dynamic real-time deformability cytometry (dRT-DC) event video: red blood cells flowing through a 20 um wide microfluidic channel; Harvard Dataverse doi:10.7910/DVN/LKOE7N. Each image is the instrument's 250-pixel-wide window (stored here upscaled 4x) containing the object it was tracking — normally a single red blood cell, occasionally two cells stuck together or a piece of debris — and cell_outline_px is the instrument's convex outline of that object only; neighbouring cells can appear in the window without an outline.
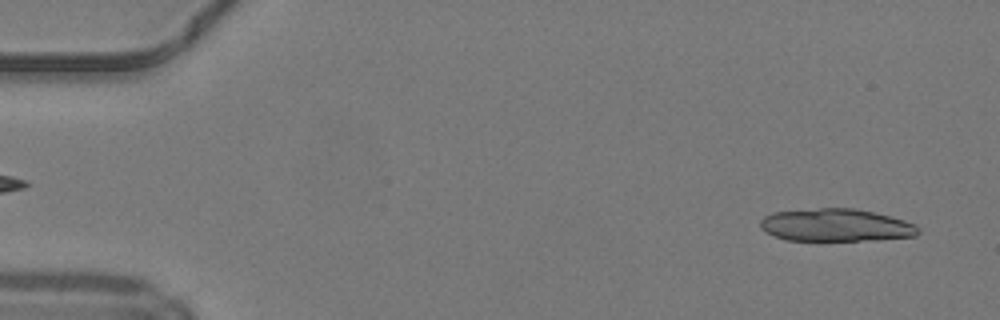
{"species": "common noctule bat (a hibernating species)", "species_latin": "Nyctalus noctula", "temperature_condition": "warm", "stored_images_in_passage": 18, "camera_frame_rate_fps": 3000, "um_per_image_px": 0.085, "animal": {"sex": "male", "body_mass_g": 19.2, "forearm_length_mm": 51.8}, "frame": {"image": 1, "passage_image": 2, "time_ms": 0.333, "image_size_px": [1000, 320], "cell_outline_px": [[920, 232], [916, 236], [860, 240], [788, 240], [776, 236], [760, 228], [760, 220], [764, 216], [772, 212], [820, 208], [852, 208], [872, 212], [904, 220], [916, 224], [920, 228]], "centroid_in_image_um": [71.04, 19.13], "position_along_channel_um": 14.0, "area_um2": 29.71}}
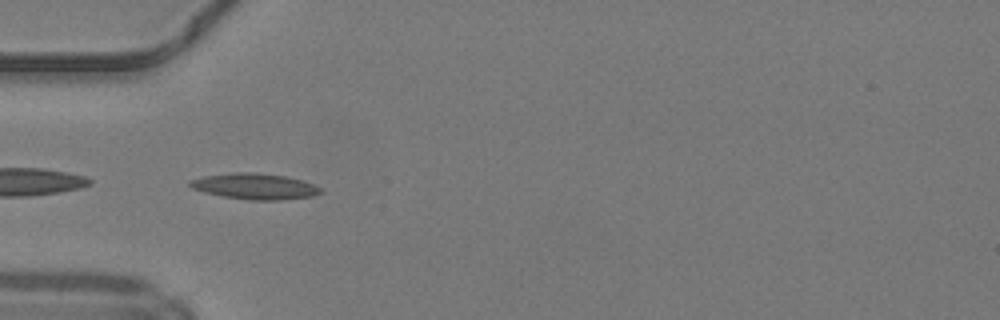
{"frame": {"image": 2, "passage_image": 15, "time_ms": 4.667, "image_size_px": [1000, 320], "cell_outline_px": [[324, 192], [312, 196], [280, 200], [248, 200], [224, 196], [204, 192], [192, 188], [188, 184], [188, 180], [204, 176], [232, 172], [252, 172], [284, 176], [300, 180], [312, 184], [320, 188]], "centroid_in_image_um": [21.62, 15.84], "position_along_channel_um": 63.4, "area_um2": 19.59}}